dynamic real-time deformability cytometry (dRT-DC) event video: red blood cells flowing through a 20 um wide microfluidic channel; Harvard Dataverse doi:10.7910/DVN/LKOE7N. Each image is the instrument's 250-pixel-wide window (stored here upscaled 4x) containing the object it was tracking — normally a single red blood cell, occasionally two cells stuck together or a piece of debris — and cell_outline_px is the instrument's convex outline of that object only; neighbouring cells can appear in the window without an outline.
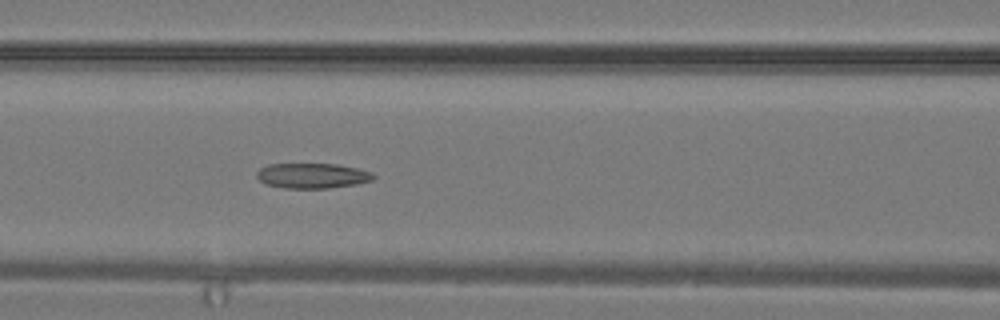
{"species": "common noctule bat (a hibernating species)", "species_latin": "Nyctalus noctula", "temperature_condition": "warm", "stored_images_in_passage": 17, "camera_frame_rate_fps": 3000, "um_per_image_px": 0.085, "animal": {"sex": "male", "body_mass_g": 19.2, "forearm_length_mm": 51.8}, "frame": {"image": 1, "passage_image": 15, "time_ms": 4.667, "image_size_px": [1000, 320], "cell_outline_px": [[376, 176], [372, 180], [356, 184], [328, 188], [284, 188], [268, 184], [260, 180], [256, 176], [256, 172], [260, 168], [268, 164], [336, 164], [356, 168], [372, 172]], "centroid_in_image_um": [26.55, 14.93], "position_along_channel_um": 140.1, "area_um2": 16.99}}
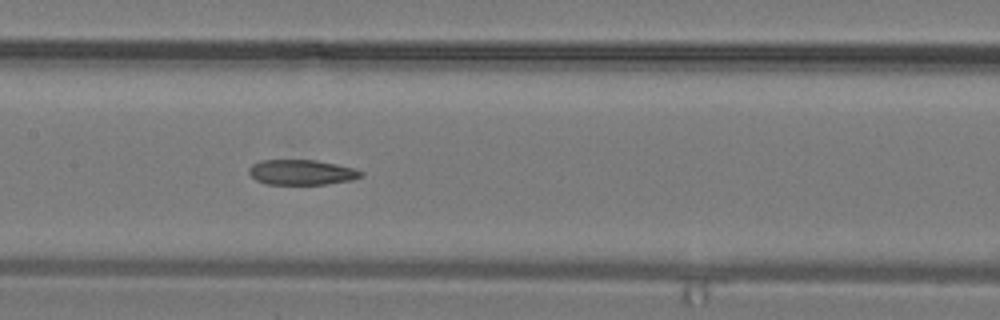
{"frame": {"image": 2, "passage_image": 17, "time_ms": 5.333, "image_size_px": [1000, 320], "cell_outline_px": [[364, 176], [352, 180], [324, 184], [264, 184], [256, 180], [248, 172], [248, 168], [252, 164], [260, 160], [312, 160], [336, 164], [356, 168], [364, 172]], "centroid_in_image_um": [25.65, 14.64], "position_along_channel_um": 181.8, "area_um2": 16.53}}